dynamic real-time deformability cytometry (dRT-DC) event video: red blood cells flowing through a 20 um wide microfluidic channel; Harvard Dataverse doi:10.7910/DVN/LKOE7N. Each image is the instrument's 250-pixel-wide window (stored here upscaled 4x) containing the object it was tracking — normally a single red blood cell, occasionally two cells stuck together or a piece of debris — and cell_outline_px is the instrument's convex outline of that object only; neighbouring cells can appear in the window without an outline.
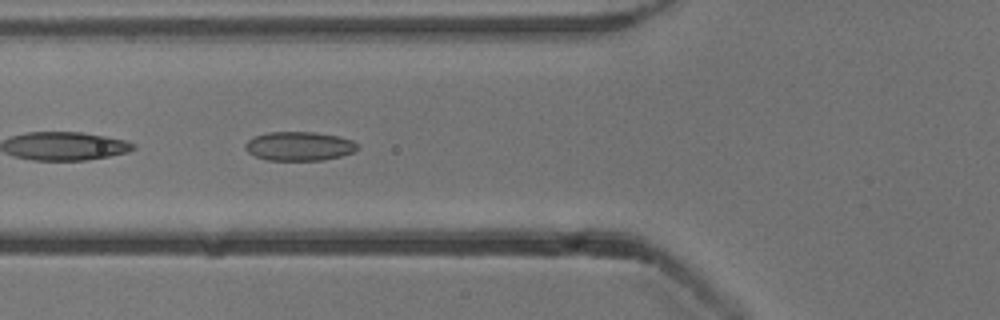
{"species": "common noctule bat (a hibernating species)", "species_latin": "Nyctalus noctula", "temperature_condition": "cold", "stored_images_in_passage": 49, "camera_frame_rate_fps": 3000, "um_per_image_px": 0.085, "animal": {"sex": "male", "body_mass_g": 13.3}, "frame": {"image": 1, "passage_image": 15, "time_ms": 4.667, "image_size_px": [1000, 320], "cell_outline_px": [[360, 148], [352, 152], [340, 156], [324, 160], [268, 160], [256, 156], [248, 152], [244, 148], [244, 144], [252, 136], [268, 132], [316, 132], [340, 136], [352, 140], [360, 144]], "centroid_in_image_um": [25.45, 12.41], "position_along_channel_um": 100.4, "area_um2": 19.19}}
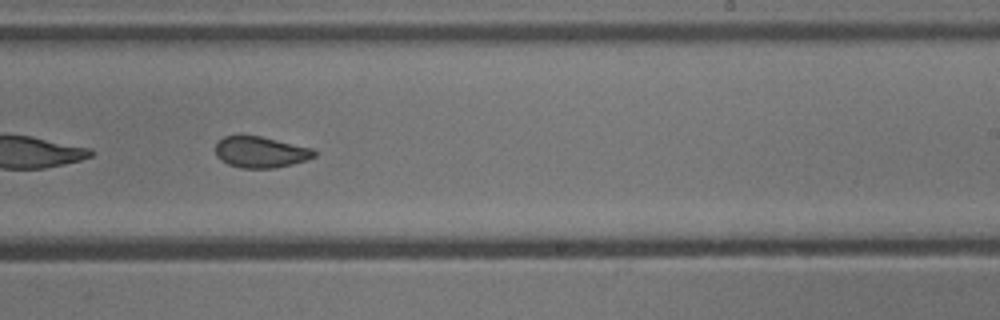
{"frame": {"image": 2, "passage_image": 28, "time_ms": 9.0, "image_size_px": [1000, 320], "cell_outline_px": [[316, 156], [308, 160], [292, 164], [272, 168], [244, 168], [228, 164], [220, 160], [216, 156], [216, 144], [224, 136], [260, 136], [312, 148], [316, 152]], "centroid_in_image_um": [22.16, 12.94], "position_along_channel_um": 266.8, "area_um2": 17.8}}
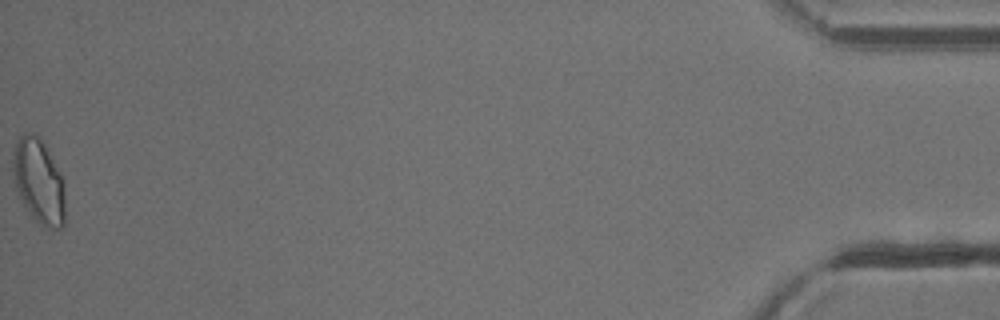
{"frame": {"image": 3, "passage_image": 49, "time_ms": 16.0, "image_size_px": [1000, 320], "cell_outline_px": [[64, 224], [60, 228], [48, 228], [40, 224], [32, 216], [16, 192], [12, 176], [12, 152], [16, 140], [24, 132], [36, 132], [40, 136], [64, 184]], "centroid_in_image_um": [3.24, 15.37], "position_along_channel_um": 432.0, "area_um2": 25.84}, "authors_computed_cell_mechanics": {"area_um2": 19.5364, "velocity_mm_per_s": 3.8364, "shape_relaxation_time_tau1_ms": 7.0166, "shape_relaxation_time_tau2_ms": 1.7315, "deformation_change_tau1": 0.1176, "deformation_change_tau2": 0.0774}}